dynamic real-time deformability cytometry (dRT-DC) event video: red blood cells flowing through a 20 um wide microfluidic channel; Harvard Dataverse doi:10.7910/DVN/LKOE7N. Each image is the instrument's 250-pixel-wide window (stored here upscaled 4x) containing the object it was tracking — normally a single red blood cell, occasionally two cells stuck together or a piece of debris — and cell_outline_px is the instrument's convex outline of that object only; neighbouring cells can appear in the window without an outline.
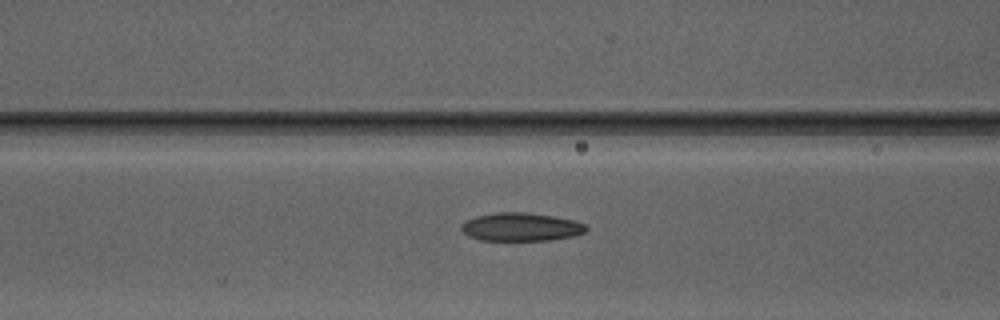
{"species": "Egyptian fruit bat (a non-hibernating species)", "species_latin": "Rousettus aegyptiacus", "temperature_condition": "warm", "stored_images_in_passage": 40, "camera_frame_rate_fps": 3000, "um_per_image_px": 0.085, "animal": {"sex": "male"}, "frame": {"image": 1, "passage_image": 11, "time_ms": 3.333, "image_size_px": [1000, 320], "cell_outline_px": [[588, 228], [584, 232], [572, 236], [548, 240], [480, 240], [468, 236], [460, 228], [460, 224], [464, 220], [476, 216], [496, 212], [524, 212], [552, 216], [572, 220], [584, 224]], "centroid_in_image_um": [44.21, 19.28], "position_along_channel_um": 122.4, "area_um2": 20.46}}
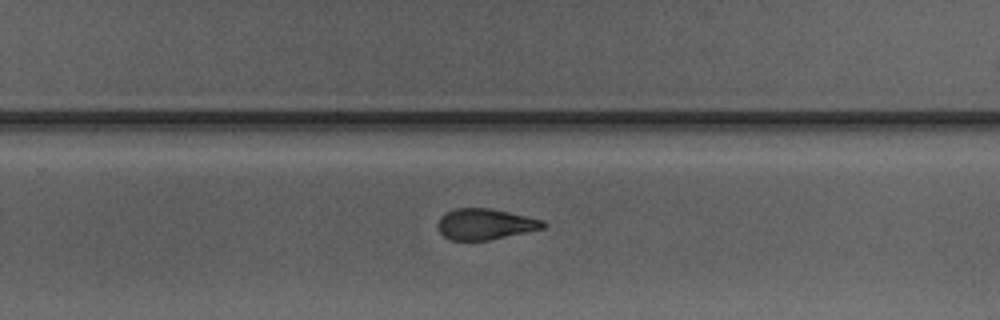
{"frame": {"image": 2, "passage_image": 23, "time_ms": 7.333, "image_size_px": [1000, 320], "cell_outline_px": [[548, 224], [544, 228], [488, 240], [452, 240], [444, 236], [440, 232], [436, 224], [440, 216], [456, 208], [492, 208], [544, 220]], "centroid_in_image_um": [41.24, 19.04], "position_along_channel_um": 288.6, "area_um2": 18.96}}
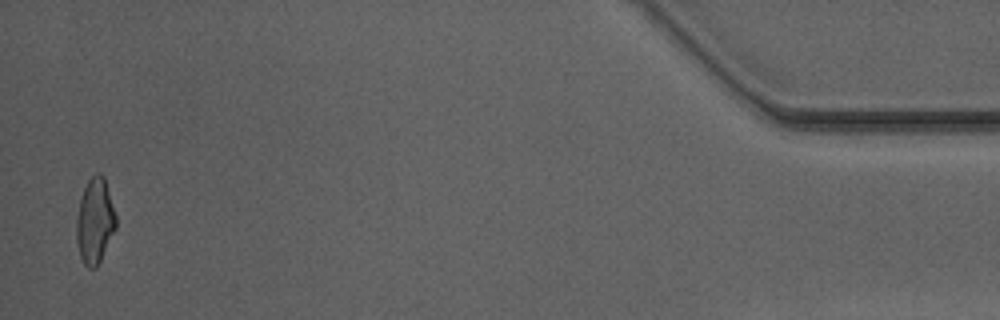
{"frame": {"image": 3, "passage_image": 39, "time_ms": 12.667, "image_size_px": [1000, 320], "cell_outline_px": [[116, 228], [96, 268], [88, 268], [84, 264], [80, 256], [76, 240], [76, 216], [80, 200], [84, 188], [88, 180], [96, 172], [100, 172], [104, 176], [116, 216]], "centroid_in_image_um": [8.05, 18.77], "position_along_channel_um": 427.1, "area_um2": 19.59}, "authors_computed_cell_mechanics": {"area_um2": 19.7965, "velocity_mm_per_s": 4.1661, "shape_relaxation_time_tau1_ms": 6.1789, "shape_relaxation_time_tau2_ms": 1.8327, "deformation_change_tau1": 0.2167, "deformation_change_tau2": 0.1025}}